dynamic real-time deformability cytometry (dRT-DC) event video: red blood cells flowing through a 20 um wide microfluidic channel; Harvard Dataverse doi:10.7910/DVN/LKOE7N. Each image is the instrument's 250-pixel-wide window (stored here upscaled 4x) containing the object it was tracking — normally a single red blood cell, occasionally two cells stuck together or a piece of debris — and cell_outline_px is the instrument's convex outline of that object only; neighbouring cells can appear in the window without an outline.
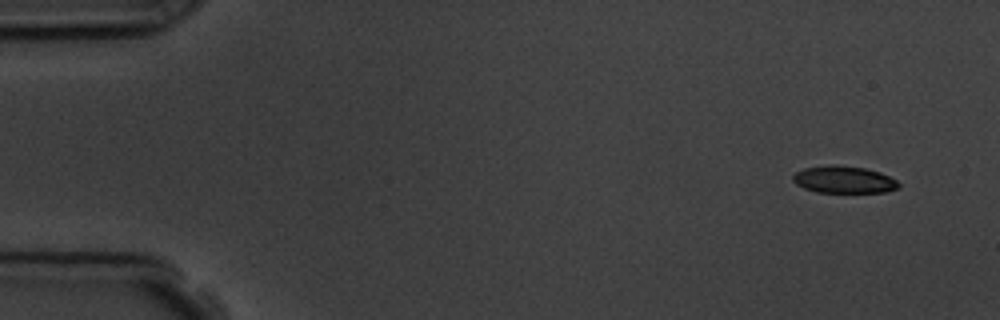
{"species": "common noctule bat (a hibernating species)", "species_latin": "Nyctalus noctula", "temperature_condition": "room temperature", "stored_images_in_passage": 10, "camera_frame_rate_fps": 3000, "um_per_image_px": 0.085, "animal": {"sex": "male", "body_mass_g": 19.5, "forearm_length_mm": 54.6}, "frame": {"image": 1, "passage_image": 1, "time_ms": 0.0, "image_size_px": [1000, 320], "cell_outline_px": [[900, 184], [896, 188], [884, 192], [816, 192], [804, 188], [796, 184], [792, 180], [792, 176], [796, 172], [804, 168], [832, 164], [836, 164], [864, 168], [880, 172], [896, 180]], "centroid_in_image_um": [71.69, 15.26], "position_along_channel_um": 13.3, "area_um2": 16.65}}
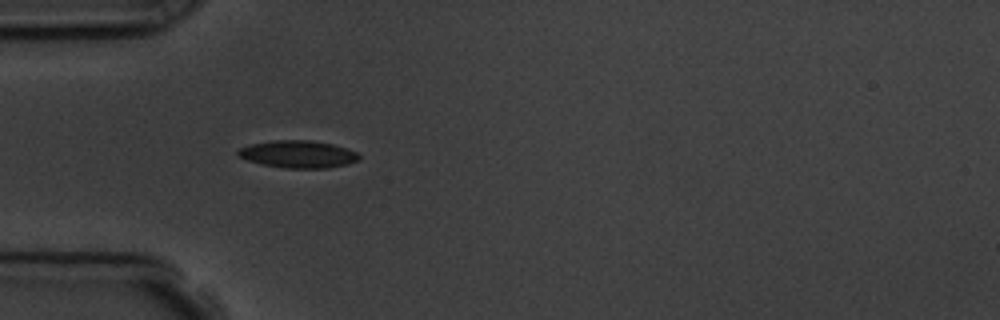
{"frame": {"image": 2, "passage_image": 5, "time_ms": 4.333, "image_size_px": [1000, 320], "cell_outline_px": [[360, 160], [348, 164], [328, 168], [284, 168], [260, 164], [248, 160], [240, 156], [236, 152], [240, 148], [248, 144], [272, 140], [312, 140], [332, 144], [356, 152], [360, 156]], "centroid_in_image_um": [25.33, 13.1], "position_along_channel_um": 59.7, "area_um2": 19.36}}
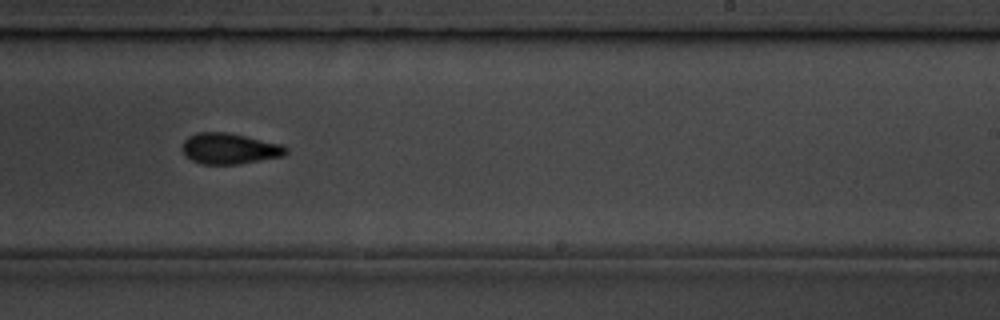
{"frame": {"image": 3, "passage_image": 10, "time_ms": 10.0, "image_size_px": [1000, 320], "cell_outline_px": [[288, 152], [284, 156], [236, 164], [200, 164], [184, 156], [180, 148], [184, 140], [188, 136], [196, 132], [228, 132], [284, 144], [288, 148]], "centroid_in_image_um": [19.49, 12.62], "position_along_channel_um": 269.5, "area_um2": 19.02}}